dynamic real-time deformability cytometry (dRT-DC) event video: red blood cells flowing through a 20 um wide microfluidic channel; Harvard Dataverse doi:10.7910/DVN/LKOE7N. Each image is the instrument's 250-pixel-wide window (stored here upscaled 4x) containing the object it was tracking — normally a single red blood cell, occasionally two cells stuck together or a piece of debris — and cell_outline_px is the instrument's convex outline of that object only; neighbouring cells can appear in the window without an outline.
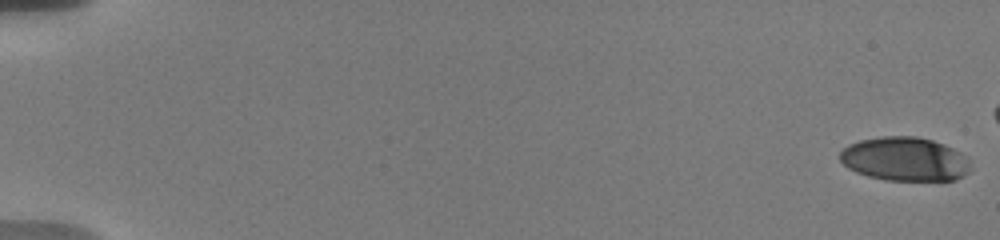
{"species": "human", "species_latin": "Homo sapiens", "temperature_condition": "warm", "stored_images_in_passage": 4, "camera_frame_rate_fps": 3000, "um_per_image_px": 0.085, "donor": {"sex": "male"}, "frame": {"image": 1, "passage_image": 1, "time_ms": 0.0, "image_size_px": [1000, 240], "cell_outline_px": [[972, 168], [964, 176], [956, 180], [884, 180], [868, 176], [856, 172], [848, 168], [840, 160], [840, 152], [848, 144], [860, 140], [884, 136], [916, 136], [932, 140], [944, 144], [952, 148], [964, 156], [968, 160]], "centroid_in_image_um": [76.91, 13.52], "position_along_channel_um": 8.1, "area_um2": 33.41}}